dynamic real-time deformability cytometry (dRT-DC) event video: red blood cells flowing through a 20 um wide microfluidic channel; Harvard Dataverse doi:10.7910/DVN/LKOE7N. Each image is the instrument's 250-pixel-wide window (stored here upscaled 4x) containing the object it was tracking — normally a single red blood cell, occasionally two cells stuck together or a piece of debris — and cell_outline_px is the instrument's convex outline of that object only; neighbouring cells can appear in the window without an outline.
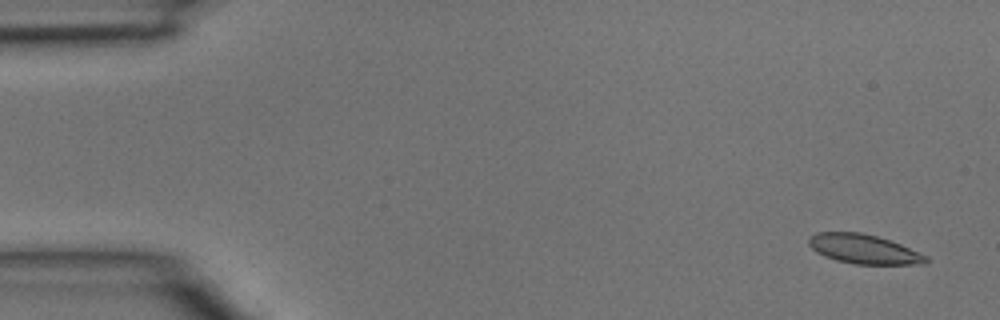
{"species": "common noctule bat (a hibernating species)", "species_latin": "Nyctalus noctula", "temperature_condition": "room temperature", "stored_images_in_passage": 5, "camera_frame_rate_fps": 3000, "um_per_image_px": 0.085, "animal": {"sex": "male", "body_mass_g": 15.6}, "frame": {"image": 1, "passage_image": 1, "time_ms": 0.0, "image_size_px": [1000, 320], "cell_outline_px": [[928, 260], [924, 264], [856, 264], [836, 260], [824, 256], [816, 252], [808, 244], [808, 236], [816, 232], [860, 232], [876, 236], [900, 244], [928, 256]], "centroid_in_image_um": [73.38, 21.17], "position_along_channel_um": 11.6, "area_um2": 20.0}}